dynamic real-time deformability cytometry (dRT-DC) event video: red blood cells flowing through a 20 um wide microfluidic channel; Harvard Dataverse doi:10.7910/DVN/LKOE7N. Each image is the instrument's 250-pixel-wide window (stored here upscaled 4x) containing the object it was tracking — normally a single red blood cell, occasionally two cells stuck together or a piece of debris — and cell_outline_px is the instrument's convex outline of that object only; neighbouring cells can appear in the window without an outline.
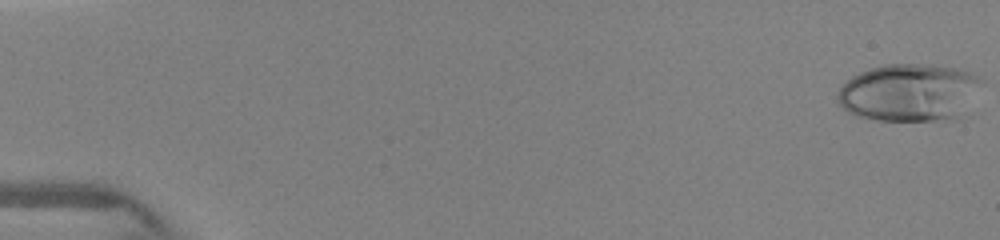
{"species": "human", "species_latin": "Homo sapiens", "temperature_condition": "warm", "stored_images_in_passage": 17, "camera_frame_rate_fps": 3000, "um_per_image_px": 0.085, "donor": {"sex": "female"}, "frame": {"image": 1, "passage_image": 1, "time_ms": 0.0, "image_size_px": [1000, 240], "cell_outline_px": [[984, 84], [960, 120], [876, 120], [856, 116], [844, 108], [836, 100], [836, 96], [840, 88], [852, 76], [860, 72], [884, 64], [932, 64], [956, 68], [984, 76]], "centroid_in_image_um": [77.39, 7.87], "position_along_channel_um": 7.6, "area_um2": 49.25}}
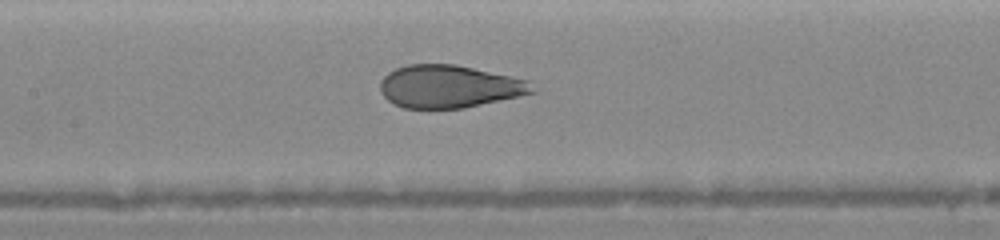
{"frame": {"image": 2, "passage_image": 12, "time_ms": 7.333, "image_size_px": [1000, 240], "cell_outline_px": [[536, 92], [464, 108], [404, 108], [388, 100], [380, 92], [380, 80], [388, 72], [396, 68], [408, 64], [456, 64], [528, 80]], "centroid_in_image_um": [38.15, 7.34], "position_along_channel_um": 169.2, "area_um2": 37.63}}
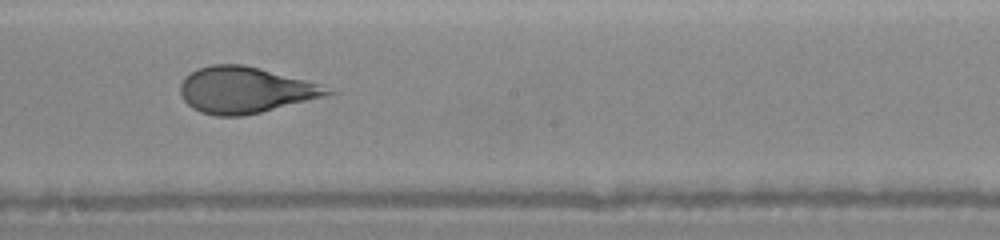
{"frame": {"image": 3, "passage_image": 15, "time_ms": 8.667, "image_size_px": [1000, 240], "cell_outline_px": [[336, 92], [324, 96], [244, 116], [216, 116], [200, 112], [192, 108], [184, 100], [180, 92], [180, 84], [192, 72], [200, 68], [212, 64], [244, 64], [260, 68], [304, 80], [316, 84]], "centroid_in_image_um": [20.78, 7.66], "position_along_channel_um": 227.4, "area_um2": 38.9}}